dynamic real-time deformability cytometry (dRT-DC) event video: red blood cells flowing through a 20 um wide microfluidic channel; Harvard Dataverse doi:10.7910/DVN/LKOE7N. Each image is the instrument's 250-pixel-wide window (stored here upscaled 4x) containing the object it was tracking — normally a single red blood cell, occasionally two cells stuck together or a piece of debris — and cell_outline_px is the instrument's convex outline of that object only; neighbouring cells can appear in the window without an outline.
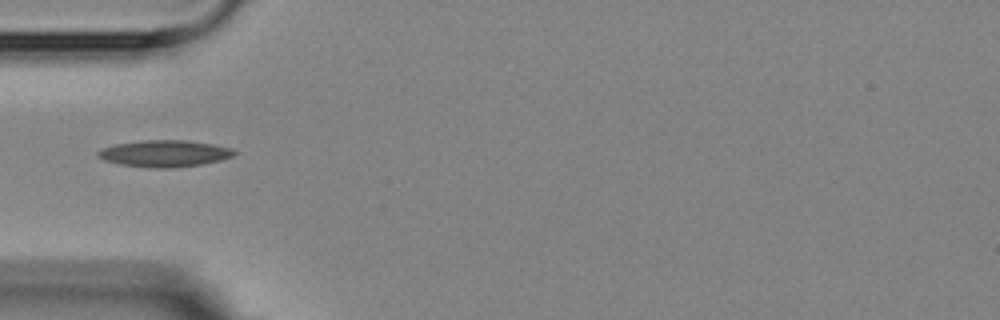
{"species": "Egyptian fruit bat (a non-hibernating species)", "species_latin": "Rousettus aegyptiacus", "temperature_condition": "room temperature", "stored_images_in_passage": 5, "camera_frame_rate_fps": 3000, "um_per_image_px": 0.085, "animal": {"sex": "female"}, "frame": {"image": 1, "passage_image": 1, "time_ms": 0.0, "image_size_px": [1000, 320], "cell_outline_px": [[236, 152], [232, 156], [224, 160], [200, 164], [172, 168], [148, 168], [120, 164], [104, 160], [96, 156], [96, 152], [100, 148], [116, 144], [144, 140], [184, 140], [212, 144], [232, 148]], "centroid_in_image_um": [13.96, 13.05], "position_along_channel_um": 71.0, "area_um2": 21.27}}
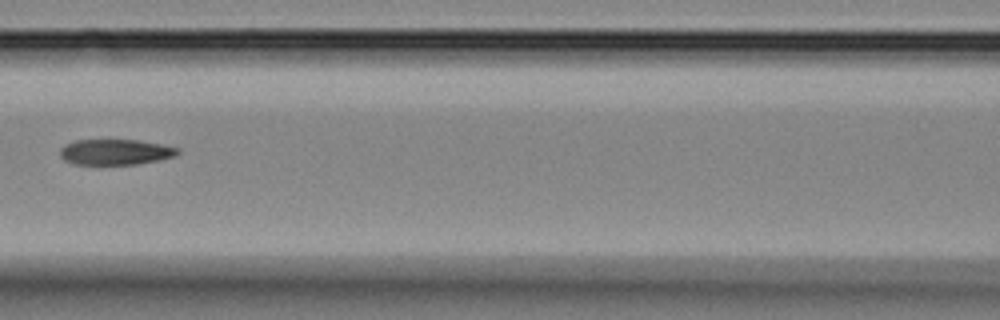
{"frame": {"image": 2, "passage_image": 3, "time_ms": 2.333, "image_size_px": [1000, 320], "cell_outline_px": [[180, 152], [176, 156], [160, 160], [136, 164], [72, 164], [64, 160], [60, 156], [60, 148], [64, 144], [76, 140], [140, 140], [180, 148]], "centroid_in_image_um": [9.81, 12.92], "position_along_channel_um": 156.8, "area_um2": 17.69}}
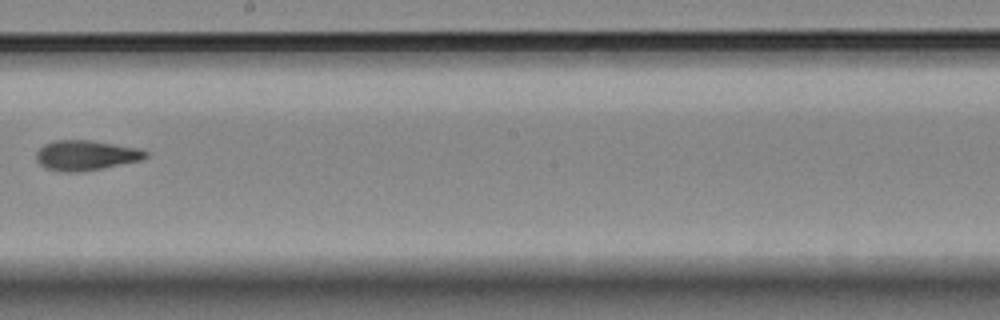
{"frame": {"image": 3, "passage_image": 5, "time_ms": 4.667, "image_size_px": [1000, 320], "cell_outline_px": [[148, 156], [140, 160], [80, 172], [64, 172], [44, 168], [36, 160], [36, 152], [44, 144], [52, 140], [88, 140], [144, 148], [148, 152]], "centroid_in_image_um": [7.3, 13.19], "position_along_channel_um": 240.9, "area_um2": 19.25}}